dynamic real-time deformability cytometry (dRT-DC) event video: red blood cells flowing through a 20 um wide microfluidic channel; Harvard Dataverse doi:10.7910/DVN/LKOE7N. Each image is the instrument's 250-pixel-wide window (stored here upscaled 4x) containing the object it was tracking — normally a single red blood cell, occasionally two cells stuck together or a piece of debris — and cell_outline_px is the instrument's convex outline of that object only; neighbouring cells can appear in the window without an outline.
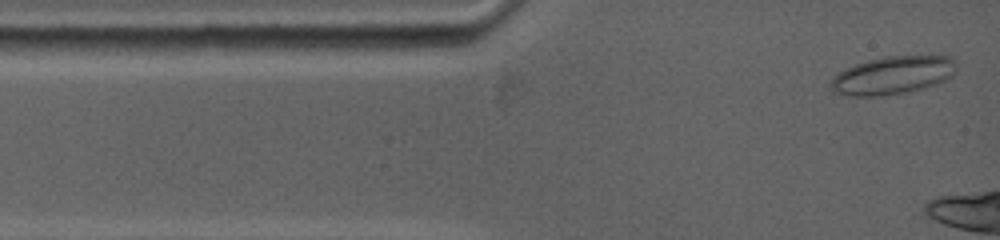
{"species": "common noctule bat (a hibernating species)", "species_latin": "Nyctalus noctula", "temperature_condition": "warm", "stored_images_in_passage": 10, "camera_frame_rate_fps": 5000, "um_per_image_px": 0.085, "animal": {"sex": "female", "body_mass_g": 19.0, "forearm_length_mm": 53.3}, "frame": {"image": 1, "passage_image": 1, "time_ms": 0.0, "image_size_px": [1000, 240], "cell_outline_px": [[956, 68], [952, 76], [936, 84], [924, 88], [904, 92], [880, 96], [848, 96], [832, 92], [828, 88], [828, 84], [832, 76], [844, 68], [868, 60], [888, 56], [952, 56], [956, 60]], "centroid_in_image_um": [75.82, 6.4], "position_along_channel_um": 9.2, "area_um2": 28.15}}
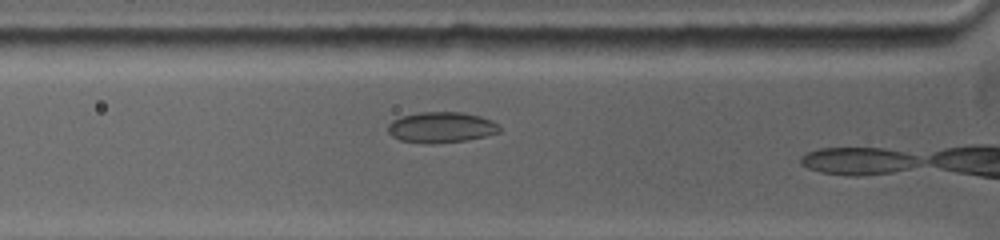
{"frame": {"image": 2, "passage_image": 9, "time_ms": 3.2, "image_size_px": [1000, 240], "cell_outline_px": [[500, 132], [484, 136], [464, 140], [432, 144], [424, 144], [400, 140], [392, 136], [388, 132], [388, 124], [392, 120], [400, 116], [420, 112], [464, 112], [480, 116], [492, 120], [500, 128]], "centroid_in_image_um": [37.46, 10.82], "position_along_channel_um": 88.3, "area_um2": 20.06}}